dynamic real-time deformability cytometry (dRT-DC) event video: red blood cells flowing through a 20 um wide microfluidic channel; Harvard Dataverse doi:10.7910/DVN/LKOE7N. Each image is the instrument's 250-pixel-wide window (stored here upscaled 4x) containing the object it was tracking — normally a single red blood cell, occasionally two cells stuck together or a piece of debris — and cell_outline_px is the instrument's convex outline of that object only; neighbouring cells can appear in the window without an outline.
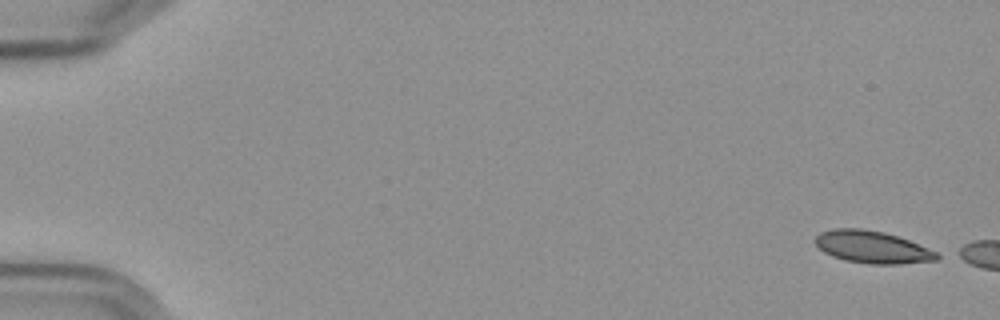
{"species": "Egyptian fruit bat (a non-hibernating species)", "species_latin": "Rousettus aegyptiacus", "temperature_condition": "cold", "stored_images_in_passage": 9, "camera_frame_rate_fps": 3000, "um_per_image_px": 0.085, "frame": {"image": 1, "passage_image": 1, "time_ms": 0.0, "image_size_px": [1000, 320], "cell_outline_px": [[944, 256], [936, 260], [900, 264], [872, 264], [844, 260], [832, 256], [824, 252], [816, 244], [816, 236], [820, 232], [832, 228], [860, 228], [884, 232], [908, 240], [936, 252]], "centroid_in_image_um": [74.14, 21.0], "position_along_channel_um": 10.9, "area_um2": 22.77}}